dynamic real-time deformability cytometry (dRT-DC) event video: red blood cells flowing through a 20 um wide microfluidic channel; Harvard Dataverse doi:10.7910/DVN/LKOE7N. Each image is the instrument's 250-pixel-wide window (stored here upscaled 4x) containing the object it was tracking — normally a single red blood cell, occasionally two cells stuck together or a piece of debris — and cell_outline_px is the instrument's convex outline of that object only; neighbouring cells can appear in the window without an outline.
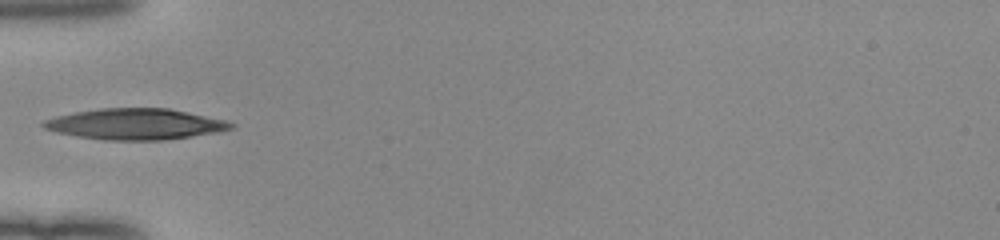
{"species": "human", "species_latin": "Homo sapiens", "temperature_condition": "room temperature", "stored_images_in_passage": 34, "camera_frame_rate_fps": 3000, "um_per_image_px": 0.085, "donor": {"sex": "female"}, "frame": {"image": 1, "passage_image": 1, "time_ms": 0.0, "image_size_px": [1000, 240], "cell_outline_px": [[236, 128], [220, 132], [164, 140], [104, 140], [56, 132], [44, 128], [40, 124], [44, 120], [56, 116], [76, 112], [100, 108], [168, 108], [228, 120], [236, 124]], "centroid_in_image_um": [11.58, 10.55], "position_along_channel_um": 73.4, "area_um2": 33.99}}
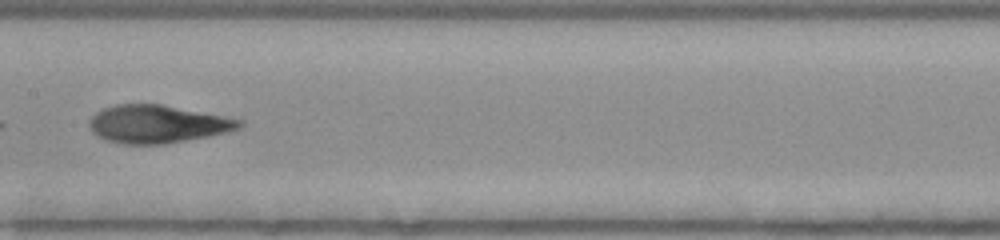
{"frame": {"image": 2, "passage_image": 10, "time_ms": 3.0, "image_size_px": [1000, 240], "cell_outline_px": [[244, 124], [240, 128], [208, 136], [164, 144], [124, 144], [104, 140], [96, 136], [88, 128], [88, 120], [96, 112], [104, 108], [116, 104], [160, 104], [244, 120]], "centroid_in_image_um": [13.32, 10.55], "position_along_channel_um": 194.1, "area_um2": 33.12}}
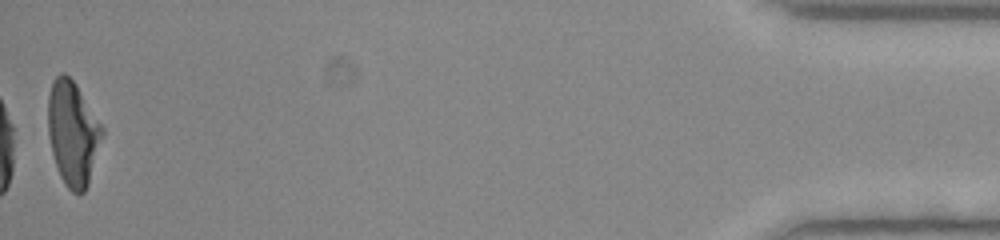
{"frame": {"image": 3, "passage_image": 34, "time_ms": 11.0, "image_size_px": [1000, 240], "cell_outline_px": [[104, 132], [88, 184], [84, 192], [72, 192], [64, 184], [60, 176], [52, 152], [48, 136], [48, 96], [52, 80], [60, 72], [64, 72], [76, 84], [104, 128]], "centroid_in_image_um": [6.18, 11.29], "position_along_channel_um": 429.0, "area_um2": 32.83}, "authors_computed_cell_mechanics": {"area_um2": 32.946, "velocity_mm_per_s": 4.0107, "shape_relaxation_time_tau1_ms": 4.2681, "shape_relaxation_time_tau2_ms": 1.4408, "deformation_change_tau1": 0.2128, "deformation_change_tau2": 0.0829}}